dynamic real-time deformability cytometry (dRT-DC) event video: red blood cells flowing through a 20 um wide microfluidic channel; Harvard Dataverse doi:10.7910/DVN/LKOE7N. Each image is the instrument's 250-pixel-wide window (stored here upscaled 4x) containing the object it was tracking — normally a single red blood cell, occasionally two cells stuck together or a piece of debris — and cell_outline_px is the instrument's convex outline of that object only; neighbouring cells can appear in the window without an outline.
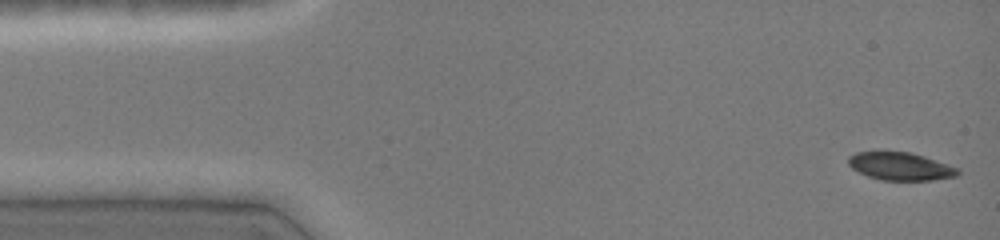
{"species": "common noctule bat (a hibernating species)", "species_latin": "Nyctalus noctula", "temperature_condition": "cold", "stored_images_in_passage": 7, "camera_frame_rate_fps": 3000, "um_per_image_px": 0.085, "animal": {"sex": "female", "body_mass_g": 19.0, "forearm_length_mm": 51.5}, "frame": {"image": 1, "passage_image": 1, "time_ms": 0.0, "image_size_px": [1000, 240], "cell_outline_px": [[960, 172], [956, 176], [932, 180], [880, 180], [868, 176], [852, 168], [848, 164], [848, 156], [856, 152], [908, 152], [924, 156], [960, 168]], "centroid_in_image_um": [76.55, 14.14], "position_along_channel_um": 8.5, "area_um2": 17.69}}